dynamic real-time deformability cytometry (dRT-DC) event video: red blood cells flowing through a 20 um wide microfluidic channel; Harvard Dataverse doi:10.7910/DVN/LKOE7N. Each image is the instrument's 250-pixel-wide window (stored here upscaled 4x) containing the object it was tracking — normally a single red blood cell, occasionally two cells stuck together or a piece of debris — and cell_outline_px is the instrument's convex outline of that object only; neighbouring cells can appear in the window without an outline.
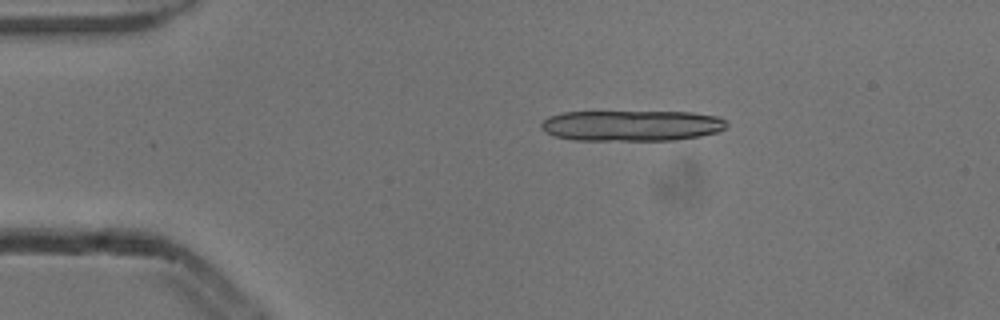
{"species": "common noctule bat (a hibernating species)", "species_latin": "Nyctalus noctula", "temperature_condition": "cold", "stored_images_in_passage": 3, "camera_frame_rate_fps": 3000, "um_per_image_px": 0.085, "animal": {"sex": "male", "body_mass_g": 13.3}, "frame": {"image": 1, "passage_image": 2, "time_ms": 0.333, "image_size_px": [1000, 320], "cell_outline_px": [[728, 124], [724, 128], [716, 132], [700, 136], [676, 140], [572, 140], [556, 136], [544, 132], [540, 128], [540, 124], [548, 116], [564, 112], [692, 112], [716, 116], [724, 120]], "centroid_in_image_um": [53.65, 10.68], "position_along_channel_um": 31.3, "area_um2": 33.29}}